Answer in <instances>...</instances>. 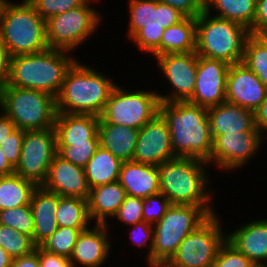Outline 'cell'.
<instances>
[{
	"instance_id": "cell-1",
	"label": "cell",
	"mask_w": 267,
	"mask_h": 267,
	"mask_svg": "<svg viewBox=\"0 0 267 267\" xmlns=\"http://www.w3.org/2000/svg\"><path fill=\"white\" fill-rule=\"evenodd\" d=\"M159 114L168 125L176 157L210 159L213 138L207 108L189 101L160 102Z\"/></svg>"
},
{
	"instance_id": "cell-2",
	"label": "cell",
	"mask_w": 267,
	"mask_h": 267,
	"mask_svg": "<svg viewBox=\"0 0 267 267\" xmlns=\"http://www.w3.org/2000/svg\"><path fill=\"white\" fill-rule=\"evenodd\" d=\"M68 51L48 48L44 51L12 56L8 87L40 90L58 96L66 73L77 60Z\"/></svg>"
},
{
	"instance_id": "cell-3",
	"label": "cell",
	"mask_w": 267,
	"mask_h": 267,
	"mask_svg": "<svg viewBox=\"0 0 267 267\" xmlns=\"http://www.w3.org/2000/svg\"><path fill=\"white\" fill-rule=\"evenodd\" d=\"M75 61L68 69L56 99L57 113L90 114L100 117L111 91V79Z\"/></svg>"
},
{
	"instance_id": "cell-4",
	"label": "cell",
	"mask_w": 267,
	"mask_h": 267,
	"mask_svg": "<svg viewBox=\"0 0 267 267\" xmlns=\"http://www.w3.org/2000/svg\"><path fill=\"white\" fill-rule=\"evenodd\" d=\"M207 163L196 158L181 157L160 163L157 165L160 193L171 204L211 207L208 203L211 194L206 191L208 174L204 166Z\"/></svg>"
},
{
	"instance_id": "cell-5",
	"label": "cell",
	"mask_w": 267,
	"mask_h": 267,
	"mask_svg": "<svg viewBox=\"0 0 267 267\" xmlns=\"http://www.w3.org/2000/svg\"><path fill=\"white\" fill-rule=\"evenodd\" d=\"M22 2L14 4L6 0L0 16V40L11 57L49 48L46 21L28 0Z\"/></svg>"
},
{
	"instance_id": "cell-6",
	"label": "cell",
	"mask_w": 267,
	"mask_h": 267,
	"mask_svg": "<svg viewBox=\"0 0 267 267\" xmlns=\"http://www.w3.org/2000/svg\"><path fill=\"white\" fill-rule=\"evenodd\" d=\"M250 31L243 25L210 16L205 10L196 18V50L199 56L237 64L243 61Z\"/></svg>"
},
{
	"instance_id": "cell-7",
	"label": "cell",
	"mask_w": 267,
	"mask_h": 267,
	"mask_svg": "<svg viewBox=\"0 0 267 267\" xmlns=\"http://www.w3.org/2000/svg\"><path fill=\"white\" fill-rule=\"evenodd\" d=\"M213 214L211 207L171 204L165 215L153 226L151 266L168 262L183 239Z\"/></svg>"
},
{
	"instance_id": "cell-8",
	"label": "cell",
	"mask_w": 267,
	"mask_h": 267,
	"mask_svg": "<svg viewBox=\"0 0 267 267\" xmlns=\"http://www.w3.org/2000/svg\"><path fill=\"white\" fill-rule=\"evenodd\" d=\"M0 107L20 130L54 129L56 99L47 92L7 87L0 95Z\"/></svg>"
},
{
	"instance_id": "cell-9",
	"label": "cell",
	"mask_w": 267,
	"mask_h": 267,
	"mask_svg": "<svg viewBox=\"0 0 267 267\" xmlns=\"http://www.w3.org/2000/svg\"><path fill=\"white\" fill-rule=\"evenodd\" d=\"M128 35L139 50L160 56V42L164 30L177 24L186 16L170 5L157 0H130Z\"/></svg>"
},
{
	"instance_id": "cell-10",
	"label": "cell",
	"mask_w": 267,
	"mask_h": 267,
	"mask_svg": "<svg viewBox=\"0 0 267 267\" xmlns=\"http://www.w3.org/2000/svg\"><path fill=\"white\" fill-rule=\"evenodd\" d=\"M159 103L158 93L155 91L127 92L116 85L110 93L99 120L141 129L159 114Z\"/></svg>"
},
{
	"instance_id": "cell-11",
	"label": "cell",
	"mask_w": 267,
	"mask_h": 267,
	"mask_svg": "<svg viewBox=\"0 0 267 267\" xmlns=\"http://www.w3.org/2000/svg\"><path fill=\"white\" fill-rule=\"evenodd\" d=\"M87 0L82 6L46 20V39L49 48L74 50L99 26V15Z\"/></svg>"
},
{
	"instance_id": "cell-12",
	"label": "cell",
	"mask_w": 267,
	"mask_h": 267,
	"mask_svg": "<svg viewBox=\"0 0 267 267\" xmlns=\"http://www.w3.org/2000/svg\"><path fill=\"white\" fill-rule=\"evenodd\" d=\"M219 220L213 214L188 234L168 263L174 267H212L219 249L227 240Z\"/></svg>"
},
{
	"instance_id": "cell-13",
	"label": "cell",
	"mask_w": 267,
	"mask_h": 267,
	"mask_svg": "<svg viewBox=\"0 0 267 267\" xmlns=\"http://www.w3.org/2000/svg\"><path fill=\"white\" fill-rule=\"evenodd\" d=\"M57 154L54 129L24 131L21 155L15 174L42 186Z\"/></svg>"
},
{
	"instance_id": "cell-14",
	"label": "cell",
	"mask_w": 267,
	"mask_h": 267,
	"mask_svg": "<svg viewBox=\"0 0 267 267\" xmlns=\"http://www.w3.org/2000/svg\"><path fill=\"white\" fill-rule=\"evenodd\" d=\"M156 59L173 88L170 95L158 94L160 102L188 101L196 83L197 53H170L157 56Z\"/></svg>"
},
{
	"instance_id": "cell-15",
	"label": "cell",
	"mask_w": 267,
	"mask_h": 267,
	"mask_svg": "<svg viewBox=\"0 0 267 267\" xmlns=\"http://www.w3.org/2000/svg\"><path fill=\"white\" fill-rule=\"evenodd\" d=\"M230 64L198 55L196 83L190 103L210 108L226 101V78Z\"/></svg>"
},
{
	"instance_id": "cell-16",
	"label": "cell",
	"mask_w": 267,
	"mask_h": 267,
	"mask_svg": "<svg viewBox=\"0 0 267 267\" xmlns=\"http://www.w3.org/2000/svg\"><path fill=\"white\" fill-rule=\"evenodd\" d=\"M262 137L263 134L258 130L212 136V151L207 162L214 161L218 167L226 170L239 168L255 155Z\"/></svg>"
},
{
	"instance_id": "cell-17",
	"label": "cell",
	"mask_w": 267,
	"mask_h": 267,
	"mask_svg": "<svg viewBox=\"0 0 267 267\" xmlns=\"http://www.w3.org/2000/svg\"><path fill=\"white\" fill-rule=\"evenodd\" d=\"M175 158L168 125L158 114L139 129L133 161L157 166Z\"/></svg>"
},
{
	"instance_id": "cell-18",
	"label": "cell",
	"mask_w": 267,
	"mask_h": 267,
	"mask_svg": "<svg viewBox=\"0 0 267 267\" xmlns=\"http://www.w3.org/2000/svg\"><path fill=\"white\" fill-rule=\"evenodd\" d=\"M267 87L243 62L231 64L226 78V101L253 112L266 98Z\"/></svg>"
},
{
	"instance_id": "cell-19",
	"label": "cell",
	"mask_w": 267,
	"mask_h": 267,
	"mask_svg": "<svg viewBox=\"0 0 267 267\" xmlns=\"http://www.w3.org/2000/svg\"><path fill=\"white\" fill-rule=\"evenodd\" d=\"M42 187L59 196L87 200L91 189L84 168L62 159L57 154L53 157Z\"/></svg>"
},
{
	"instance_id": "cell-20",
	"label": "cell",
	"mask_w": 267,
	"mask_h": 267,
	"mask_svg": "<svg viewBox=\"0 0 267 267\" xmlns=\"http://www.w3.org/2000/svg\"><path fill=\"white\" fill-rule=\"evenodd\" d=\"M109 251L107 224H96L94 228L81 231L69 259L73 267L77 262L85 267H99L107 259Z\"/></svg>"
},
{
	"instance_id": "cell-21",
	"label": "cell",
	"mask_w": 267,
	"mask_h": 267,
	"mask_svg": "<svg viewBox=\"0 0 267 267\" xmlns=\"http://www.w3.org/2000/svg\"><path fill=\"white\" fill-rule=\"evenodd\" d=\"M207 115L212 136L258 130L253 111L227 101L207 108Z\"/></svg>"
},
{
	"instance_id": "cell-22",
	"label": "cell",
	"mask_w": 267,
	"mask_h": 267,
	"mask_svg": "<svg viewBox=\"0 0 267 267\" xmlns=\"http://www.w3.org/2000/svg\"><path fill=\"white\" fill-rule=\"evenodd\" d=\"M59 195L37 186L31 196L30 207L33 214V243L40 246L57 229L56 209Z\"/></svg>"
},
{
	"instance_id": "cell-23",
	"label": "cell",
	"mask_w": 267,
	"mask_h": 267,
	"mask_svg": "<svg viewBox=\"0 0 267 267\" xmlns=\"http://www.w3.org/2000/svg\"><path fill=\"white\" fill-rule=\"evenodd\" d=\"M99 117L90 114L56 113V146L88 143L98 133Z\"/></svg>"
},
{
	"instance_id": "cell-24",
	"label": "cell",
	"mask_w": 267,
	"mask_h": 267,
	"mask_svg": "<svg viewBox=\"0 0 267 267\" xmlns=\"http://www.w3.org/2000/svg\"><path fill=\"white\" fill-rule=\"evenodd\" d=\"M118 181L128 196L147 198L160 193L159 173L156 165L135 161L123 162Z\"/></svg>"
},
{
	"instance_id": "cell-25",
	"label": "cell",
	"mask_w": 267,
	"mask_h": 267,
	"mask_svg": "<svg viewBox=\"0 0 267 267\" xmlns=\"http://www.w3.org/2000/svg\"><path fill=\"white\" fill-rule=\"evenodd\" d=\"M226 236L254 264H264L267 260V219L246 223Z\"/></svg>"
},
{
	"instance_id": "cell-26",
	"label": "cell",
	"mask_w": 267,
	"mask_h": 267,
	"mask_svg": "<svg viewBox=\"0 0 267 267\" xmlns=\"http://www.w3.org/2000/svg\"><path fill=\"white\" fill-rule=\"evenodd\" d=\"M138 132L139 129L99 120L100 147L109 151L122 162L133 161Z\"/></svg>"
},
{
	"instance_id": "cell-27",
	"label": "cell",
	"mask_w": 267,
	"mask_h": 267,
	"mask_svg": "<svg viewBox=\"0 0 267 267\" xmlns=\"http://www.w3.org/2000/svg\"><path fill=\"white\" fill-rule=\"evenodd\" d=\"M126 196L119 181L91 188L88 198L90 220L95 219V224H107V218L115 217Z\"/></svg>"
},
{
	"instance_id": "cell-28",
	"label": "cell",
	"mask_w": 267,
	"mask_h": 267,
	"mask_svg": "<svg viewBox=\"0 0 267 267\" xmlns=\"http://www.w3.org/2000/svg\"><path fill=\"white\" fill-rule=\"evenodd\" d=\"M196 50V18L185 17L164 30L160 42V56Z\"/></svg>"
},
{
	"instance_id": "cell-29",
	"label": "cell",
	"mask_w": 267,
	"mask_h": 267,
	"mask_svg": "<svg viewBox=\"0 0 267 267\" xmlns=\"http://www.w3.org/2000/svg\"><path fill=\"white\" fill-rule=\"evenodd\" d=\"M122 161L99 147L84 167L90 188L119 180Z\"/></svg>"
},
{
	"instance_id": "cell-30",
	"label": "cell",
	"mask_w": 267,
	"mask_h": 267,
	"mask_svg": "<svg viewBox=\"0 0 267 267\" xmlns=\"http://www.w3.org/2000/svg\"><path fill=\"white\" fill-rule=\"evenodd\" d=\"M212 6L219 11L215 17L239 23L254 34L257 0H204V10L208 14Z\"/></svg>"
},
{
	"instance_id": "cell-31",
	"label": "cell",
	"mask_w": 267,
	"mask_h": 267,
	"mask_svg": "<svg viewBox=\"0 0 267 267\" xmlns=\"http://www.w3.org/2000/svg\"><path fill=\"white\" fill-rule=\"evenodd\" d=\"M37 186L15 173L0 177V210L29 205Z\"/></svg>"
},
{
	"instance_id": "cell-32",
	"label": "cell",
	"mask_w": 267,
	"mask_h": 267,
	"mask_svg": "<svg viewBox=\"0 0 267 267\" xmlns=\"http://www.w3.org/2000/svg\"><path fill=\"white\" fill-rule=\"evenodd\" d=\"M56 221L58 227L88 228L90 223L88 200L59 196Z\"/></svg>"
},
{
	"instance_id": "cell-33",
	"label": "cell",
	"mask_w": 267,
	"mask_h": 267,
	"mask_svg": "<svg viewBox=\"0 0 267 267\" xmlns=\"http://www.w3.org/2000/svg\"><path fill=\"white\" fill-rule=\"evenodd\" d=\"M267 87V36L250 34L245 42L242 61Z\"/></svg>"
},
{
	"instance_id": "cell-34",
	"label": "cell",
	"mask_w": 267,
	"mask_h": 267,
	"mask_svg": "<svg viewBox=\"0 0 267 267\" xmlns=\"http://www.w3.org/2000/svg\"><path fill=\"white\" fill-rule=\"evenodd\" d=\"M0 246L13 258L28 255L36 245L30 236L0 224Z\"/></svg>"
},
{
	"instance_id": "cell-35",
	"label": "cell",
	"mask_w": 267,
	"mask_h": 267,
	"mask_svg": "<svg viewBox=\"0 0 267 267\" xmlns=\"http://www.w3.org/2000/svg\"><path fill=\"white\" fill-rule=\"evenodd\" d=\"M86 229L58 227L40 246L51 253L70 258L79 234Z\"/></svg>"
},
{
	"instance_id": "cell-36",
	"label": "cell",
	"mask_w": 267,
	"mask_h": 267,
	"mask_svg": "<svg viewBox=\"0 0 267 267\" xmlns=\"http://www.w3.org/2000/svg\"><path fill=\"white\" fill-rule=\"evenodd\" d=\"M0 224L26 234L33 240L34 221L30 204L0 210Z\"/></svg>"
},
{
	"instance_id": "cell-37",
	"label": "cell",
	"mask_w": 267,
	"mask_h": 267,
	"mask_svg": "<svg viewBox=\"0 0 267 267\" xmlns=\"http://www.w3.org/2000/svg\"><path fill=\"white\" fill-rule=\"evenodd\" d=\"M100 147L98 133L88 143H72L70 146H56L57 155L74 165L85 167Z\"/></svg>"
},
{
	"instance_id": "cell-38",
	"label": "cell",
	"mask_w": 267,
	"mask_h": 267,
	"mask_svg": "<svg viewBox=\"0 0 267 267\" xmlns=\"http://www.w3.org/2000/svg\"><path fill=\"white\" fill-rule=\"evenodd\" d=\"M45 21L71 9L82 6L87 0H28Z\"/></svg>"
},
{
	"instance_id": "cell-39",
	"label": "cell",
	"mask_w": 267,
	"mask_h": 267,
	"mask_svg": "<svg viewBox=\"0 0 267 267\" xmlns=\"http://www.w3.org/2000/svg\"><path fill=\"white\" fill-rule=\"evenodd\" d=\"M170 206L171 202L163 193L143 198V221L152 225L156 224L165 215Z\"/></svg>"
},
{
	"instance_id": "cell-40",
	"label": "cell",
	"mask_w": 267,
	"mask_h": 267,
	"mask_svg": "<svg viewBox=\"0 0 267 267\" xmlns=\"http://www.w3.org/2000/svg\"><path fill=\"white\" fill-rule=\"evenodd\" d=\"M254 263L227 240L216 255L212 267H252Z\"/></svg>"
},
{
	"instance_id": "cell-41",
	"label": "cell",
	"mask_w": 267,
	"mask_h": 267,
	"mask_svg": "<svg viewBox=\"0 0 267 267\" xmlns=\"http://www.w3.org/2000/svg\"><path fill=\"white\" fill-rule=\"evenodd\" d=\"M142 208L143 198L127 195L115 216L124 224L133 226L143 221Z\"/></svg>"
},
{
	"instance_id": "cell-42",
	"label": "cell",
	"mask_w": 267,
	"mask_h": 267,
	"mask_svg": "<svg viewBox=\"0 0 267 267\" xmlns=\"http://www.w3.org/2000/svg\"><path fill=\"white\" fill-rule=\"evenodd\" d=\"M24 131L16 128L0 146L10 165L15 169L19 163Z\"/></svg>"
},
{
	"instance_id": "cell-43",
	"label": "cell",
	"mask_w": 267,
	"mask_h": 267,
	"mask_svg": "<svg viewBox=\"0 0 267 267\" xmlns=\"http://www.w3.org/2000/svg\"><path fill=\"white\" fill-rule=\"evenodd\" d=\"M131 239L134 240L133 242L138 246H145L147 241L150 239L149 242V251H148V264L151 266V253H152V246H153V237H154V228L153 225L147 223L145 221H141L133 225L131 230Z\"/></svg>"
},
{
	"instance_id": "cell-44",
	"label": "cell",
	"mask_w": 267,
	"mask_h": 267,
	"mask_svg": "<svg viewBox=\"0 0 267 267\" xmlns=\"http://www.w3.org/2000/svg\"><path fill=\"white\" fill-rule=\"evenodd\" d=\"M159 3L170 5L186 17L197 18L204 11V0H157Z\"/></svg>"
},
{
	"instance_id": "cell-45",
	"label": "cell",
	"mask_w": 267,
	"mask_h": 267,
	"mask_svg": "<svg viewBox=\"0 0 267 267\" xmlns=\"http://www.w3.org/2000/svg\"><path fill=\"white\" fill-rule=\"evenodd\" d=\"M34 251L38 255L40 267H73L70 259L66 256L51 253L41 246H36Z\"/></svg>"
},
{
	"instance_id": "cell-46",
	"label": "cell",
	"mask_w": 267,
	"mask_h": 267,
	"mask_svg": "<svg viewBox=\"0 0 267 267\" xmlns=\"http://www.w3.org/2000/svg\"><path fill=\"white\" fill-rule=\"evenodd\" d=\"M10 59L8 49L0 40V95L8 87Z\"/></svg>"
},
{
	"instance_id": "cell-47",
	"label": "cell",
	"mask_w": 267,
	"mask_h": 267,
	"mask_svg": "<svg viewBox=\"0 0 267 267\" xmlns=\"http://www.w3.org/2000/svg\"><path fill=\"white\" fill-rule=\"evenodd\" d=\"M267 33V0H257L254 34Z\"/></svg>"
},
{
	"instance_id": "cell-48",
	"label": "cell",
	"mask_w": 267,
	"mask_h": 267,
	"mask_svg": "<svg viewBox=\"0 0 267 267\" xmlns=\"http://www.w3.org/2000/svg\"><path fill=\"white\" fill-rule=\"evenodd\" d=\"M255 126L258 131L262 134L264 131L267 132V95L262 101L259 107L254 112Z\"/></svg>"
},
{
	"instance_id": "cell-49",
	"label": "cell",
	"mask_w": 267,
	"mask_h": 267,
	"mask_svg": "<svg viewBox=\"0 0 267 267\" xmlns=\"http://www.w3.org/2000/svg\"><path fill=\"white\" fill-rule=\"evenodd\" d=\"M10 267H40L38 255L33 251L28 255L15 258Z\"/></svg>"
},
{
	"instance_id": "cell-50",
	"label": "cell",
	"mask_w": 267,
	"mask_h": 267,
	"mask_svg": "<svg viewBox=\"0 0 267 267\" xmlns=\"http://www.w3.org/2000/svg\"><path fill=\"white\" fill-rule=\"evenodd\" d=\"M16 129L15 124L4 114L0 115V146L7 137Z\"/></svg>"
},
{
	"instance_id": "cell-51",
	"label": "cell",
	"mask_w": 267,
	"mask_h": 267,
	"mask_svg": "<svg viewBox=\"0 0 267 267\" xmlns=\"http://www.w3.org/2000/svg\"><path fill=\"white\" fill-rule=\"evenodd\" d=\"M15 173V169L10 165L6 156L0 148V177L8 176Z\"/></svg>"
},
{
	"instance_id": "cell-52",
	"label": "cell",
	"mask_w": 267,
	"mask_h": 267,
	"mask_svg": "<svg viewBox=\"0 0 267 267\" xmlns=\"http://www.w3.org/2000/svg\"><path fill=\"white\" fill-rule=\"evenodd\" d=\"M13 258L0 246V267H10Z\"/></svg>"
},
{
	"instance_id": "cell-53",
	"label": "cell",
	"mask_w": 267,
	"mask_h": 267,
	"mask_svg": "<svg viewBox=\"0 0 267 267\" xmlns=\"http://www.w3.org/2000/svg\"><path fill=\"white\" fill-rule=\"evenodd\" d=\"M151 267H174V266H171L168 262H165V263H161L157 266H151Z\"/></svg>"
},
{
	"instance_id": "cell-54",
	"label": "cell",
	"mask_w": 267,
	"mask_h": 267,
	"mask_svg": "<svg viewBox=\"0 0 267 267\" xmlns=\"http://www.w3.org/2000/svg\"><path fill=\"white\" fill-rule=\"evenodd\" d=\"M6 0H0V16Z\"/></svg>"
},
{
	"instance_id": "cell-55",
	"label": "cell",
	"mask_w": 267,
	"mask_h": 267,
	"mask_svg": "<svg viewBox=\"0 0 267 267\" xmlns=\"http://www.w3.org/2000/svg\"><path fill=\"white\" fill-rule=\"evenodd\" d=\"M252 267H267V264H254Z\"/></svg>"
}]
</instances>
